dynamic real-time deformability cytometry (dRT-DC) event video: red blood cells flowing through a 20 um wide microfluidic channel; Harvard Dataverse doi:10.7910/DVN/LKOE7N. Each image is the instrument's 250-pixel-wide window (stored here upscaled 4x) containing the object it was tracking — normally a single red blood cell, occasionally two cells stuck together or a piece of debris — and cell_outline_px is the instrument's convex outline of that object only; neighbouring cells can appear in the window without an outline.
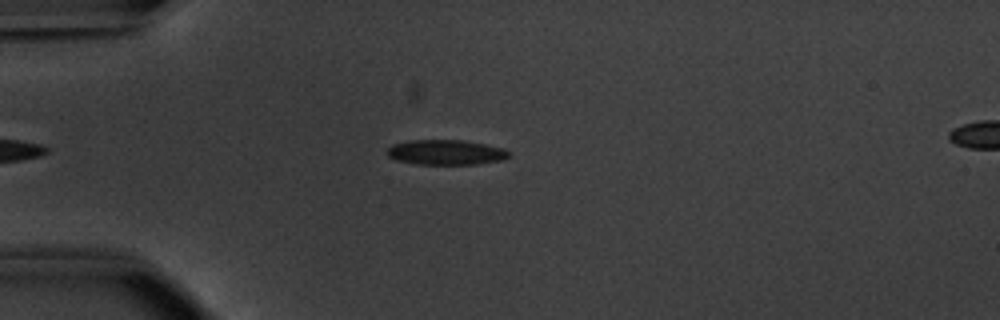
{"species": "common noctule bat (a hibernating species)", "species_latin": "Nyctalus noctula", "temperature_condition": "warm", "stored_images_in_passage": 39, "camera_frame_rate_fps": 3000, "um_per_image_px": 0.085, "animal": {"sex": "male", "body_mass_g": 20.1, "forearm_length_mm": 53.5}, "frame": {"image": 1, "passage_image": 4, "time_ms": 1.0, "image_size_px": [1000, 320], "cell_outline_px": [[508, 156], [500, 160], [476, 164], [416, 164], [396, 160], [388, 156], [388, 148], [392, 144], [408, 140], [460, 140], [484, 144], [504, 148], [508, 152]], "centroid_in_image_um": [37.85, 12.94], "position_along_channel_um": 47.2, "area_um2": 17.57}}
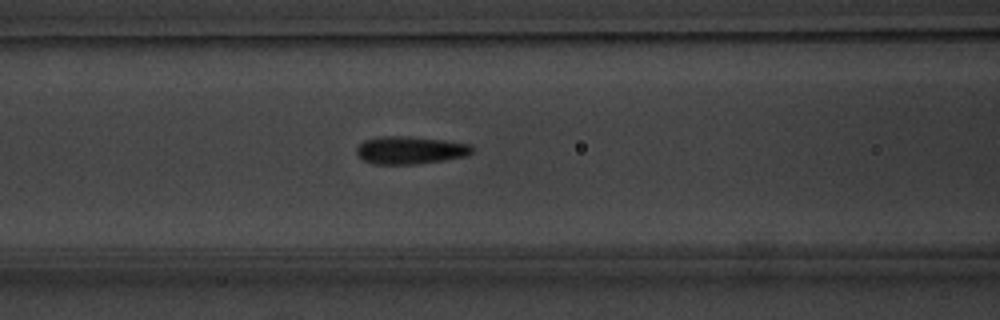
{"frame": {"image": 2, "passage_image": 12, "time_ms": 3.667, "image_size_px": [1000, 320], "cell_outline_px": [[476, 148], [468, 156], [444, 160], [416, 164], [372, 164], [364, 160], [356, 152], [356, 148], [364, 140], [380, 136], [404, 136], [444, 140], [472, 144]], "centroid_in_image_um": [34.91, 12.76], "position_along_channel_um": 131.7, "area_um2": 18.79}}
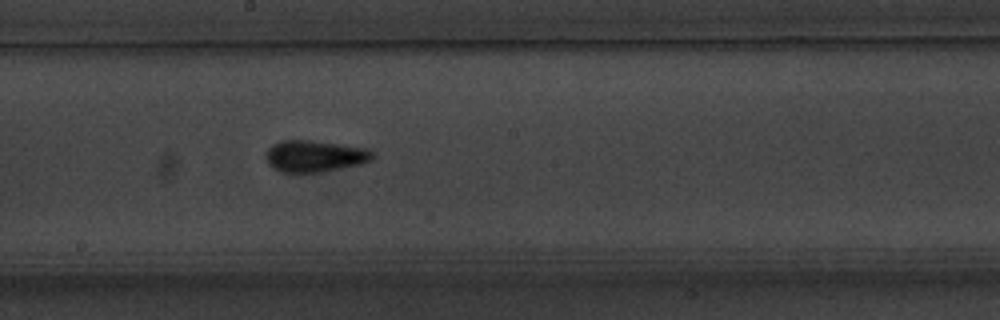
{"frame": {"image": 3, "passage_image": 19, "time_ms": 6.0, "image_size_px": [1000, 320], "cell_outline_px": [[376, 156], [372, 160], [360, 164], [320, 172], [296, 176], [280, 172], [272, 168], [268, 164], [264, 156], [264, 152], [272, 144], [280, 140], [312, 140], [368, 148]], "centroid_in_image_um": [26.67, 13.3], "position_along_channel_um": 221.5, "area_um2": 20.52}, "authors_computed_cell_mechanics": {"area_um2": 18.4382, "velocity_mm_per_s": 3.8465, "shape_relaxation_time_tau1_ms": 3.3926, "shape_relaxation_time_tau2_ms": 0.7459, "deformation_change_tau1": 0.1401, "deformation_change_tau2": 0.0618}}